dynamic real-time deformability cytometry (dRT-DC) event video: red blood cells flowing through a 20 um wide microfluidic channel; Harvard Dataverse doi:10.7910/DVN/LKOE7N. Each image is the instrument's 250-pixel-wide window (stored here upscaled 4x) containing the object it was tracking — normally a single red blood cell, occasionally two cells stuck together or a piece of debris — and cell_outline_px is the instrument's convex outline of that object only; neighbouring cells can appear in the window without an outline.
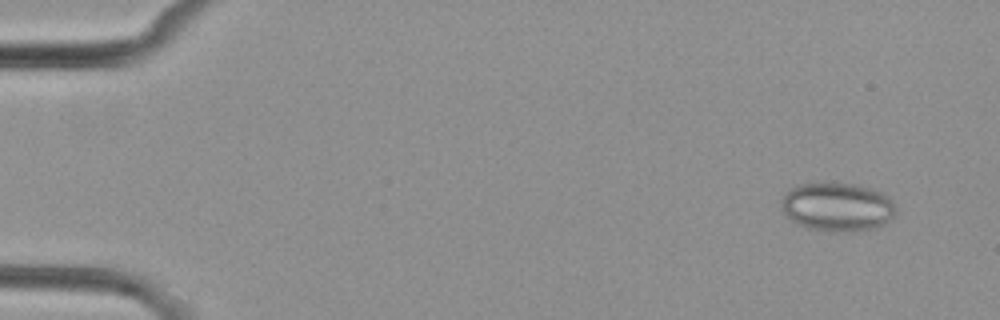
{"species": "common noctule bat (a hibernating species)", "species_latin": "Nyctalus noctula", "temperature_condition": "cold", "stored_images_in_passage": 6, "camera_frame_rate_fps": 3000, "um_per_image_px": 0.085, "animal": {"sex": "female", "body_mass_g": 29.2, "forearm_length_mm": 56.3}, "frame": {"image": 1, "passage_image": 1, "time_ms": 0.0, "image_size_px": [1000, 320], "cell_outline_px": [[896, 212], [880, 228], [852, 232], [832, 232], [808, 228], [796, 224], [784, 212], [780, 200], [788, 188], [796, 184], [828, 180], [832, 180], [856, 184], [880, 192], [888, 196], [892, 200], [896, 208]], "centroid_in_image_um": [71.15, 17.55], "position_along_channel_um": 13.9, "area_um2": 33.58}}